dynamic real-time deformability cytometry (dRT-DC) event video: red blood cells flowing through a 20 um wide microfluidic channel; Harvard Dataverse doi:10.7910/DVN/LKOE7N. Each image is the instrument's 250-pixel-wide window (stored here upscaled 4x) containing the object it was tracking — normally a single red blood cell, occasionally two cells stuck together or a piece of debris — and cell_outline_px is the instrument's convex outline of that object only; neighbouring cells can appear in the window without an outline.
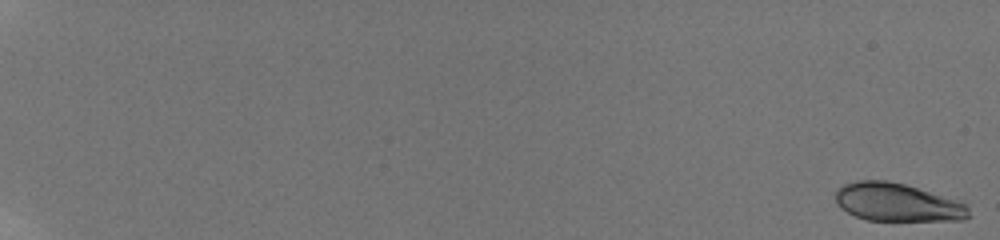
{"species": "human", "species_latin": "Homo sapiens", "temperature_condition": "room temperature", "stored_images_in_passage": 59, "camera_frame_rate_fps": 3000, "um_per_image_px": 0.085, "donor": {"sex": "male"}, "frame": {"image": 1, "passage_image": 1, "time_ms": 0.0, "image_size_px": [1000, 240], "cell_outline_px": [[972, 216], [964, 220], [868, 220], [856, 216], [840, 208], [836, 204], [836, 188], [844, 184], [856, 180], [888, 180], [904, 184], [964, 204], [968, 208]], "centroid_in_image_um": [76.2, 17.2], "position_along_channel_um": 8.8, "area_um2": 29.19}}
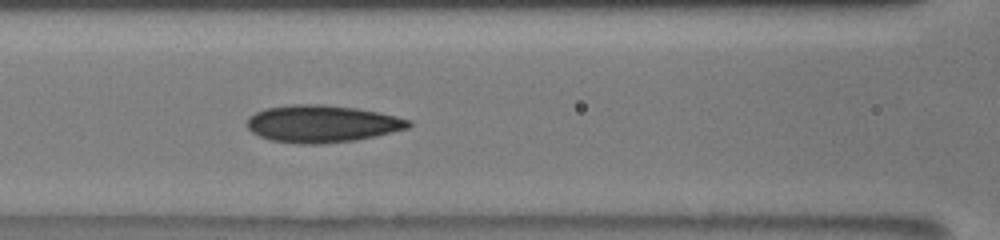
{"frame": {"image": 2, "passage_image": 31, "time_ms": 10.0, "image_size_px": [1000, 240], "cell_outline_px": [[412, 124], [408, 128], [376, 136], [356, 140], [320, 144], [300, 144], [268, 140], [252, 132], [248, 128], [248, 116], [264, 108], [292, 104], [324, 104], [356, 108], [380, 112], [412, 120]], "centroid_in_image_um": [27.38, 10.52], "position_along_channel_um": 139.2, "area_um2": 35.32}}
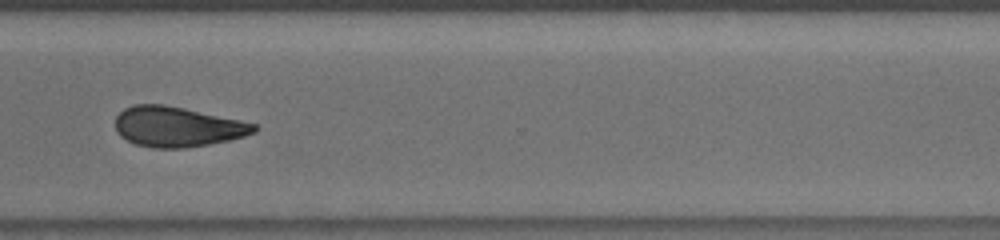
{"frame": {"image": 3, "passage_image": 48, "time_ms": 15.667, "image_size_px": [1000, 240], "cell_outline_px": [[260, 128], [256, 132], [244, 136], [228, 140], [208, 144], [184, 148], [152, 148], [136, 144], [120, 136], [116, 128], [116, 116], [124, 108], [132, 104], [164, 104], [184, 108], [256, 124]], "centroid_in_image_um": [15.05, 10.77], "position_along_channel_um": 355.5, "area_um2": 32.31}, "authors_computed_cell_mechanics": {"area_um2": 32.368, "velocity_mm_per_s": 3.8176, "shape_relaxation_time_tau1_ms": null, "shape_relaxation_time_tau2_ms": 5.1739, "deformation_change_tau1": null, "deformation_change_tau2": 0.0865}}